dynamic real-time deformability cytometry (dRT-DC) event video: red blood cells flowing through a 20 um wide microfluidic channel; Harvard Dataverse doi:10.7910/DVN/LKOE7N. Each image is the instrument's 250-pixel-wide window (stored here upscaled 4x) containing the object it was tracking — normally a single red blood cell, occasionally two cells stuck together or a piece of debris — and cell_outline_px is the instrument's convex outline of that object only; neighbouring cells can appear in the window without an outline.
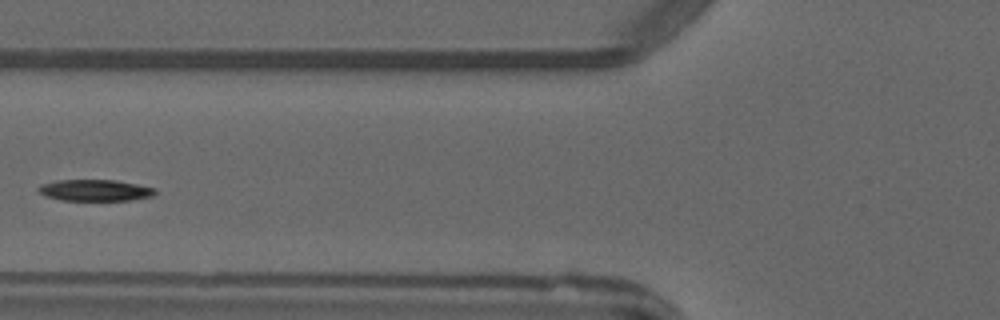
{"species": "common noctule bat (a hibernating species)", "species_latin": "Nyctalus noctula", "temperature_condition": "warm", "stored_images_in_passage": 4, "camera_frame_rate_fps": 3000, "um_per_image_px": 0.085, "animal": {"sex": "male", "forearm_length_mm": 52.5}, "frame": {"image": 1, "passage_image": 4, "time_ms": 3.667, "image_size_px": [1000, 320], "cell_outline_px": [[156, 192], [152, 196], [132, 200], [60, 200], [44, 196], [36, 188], [40, 184], [56, 180], [116, 180], [156, 188]], "centroid_in_image_um": [8.05, 16.17], "position_along_channel_um": 117.8, "area_um2": 14.62}}